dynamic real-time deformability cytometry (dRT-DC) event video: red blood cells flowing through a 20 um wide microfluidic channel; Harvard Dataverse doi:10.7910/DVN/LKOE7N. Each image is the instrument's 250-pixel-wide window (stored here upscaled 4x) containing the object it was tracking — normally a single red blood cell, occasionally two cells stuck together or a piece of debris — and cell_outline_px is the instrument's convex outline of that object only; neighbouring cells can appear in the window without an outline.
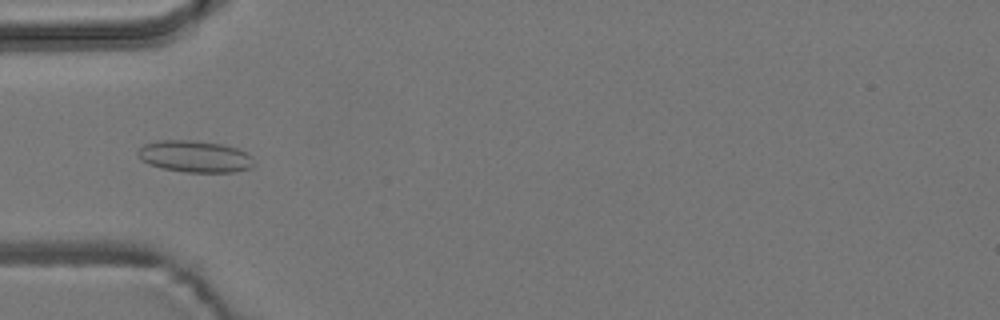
{"species": "common noctule bat (a hibernating species)", "species_latin": "Nyctalus noctula", "temperature_condition": "room temperature", "stored_images_in_passage": 6, "camera_frame_rate_fps": 3000, "um_per_image_px": 0.085, "animal": {"sex": "male", "body_mass_g": 19.2, "forearm_length_mm": 51.8}, "frame": {"image": 1, "passage_image": 4, "time_ms": 4.333, "image_size_px": [1000, 320], "cell_outline_px": [[252, 168], [232, 172], [184, 172], [164, 168], [148, 164], [140, 160], [136, 156], [136, 152], [144, 144], [160, 140], [192, 140], [224, 144], [236, 148], [252, 156]], "centroid_in_image_um": [16.52, 13.29], "position_along_channel_um": 68.5, "area_um2": 21.5}}
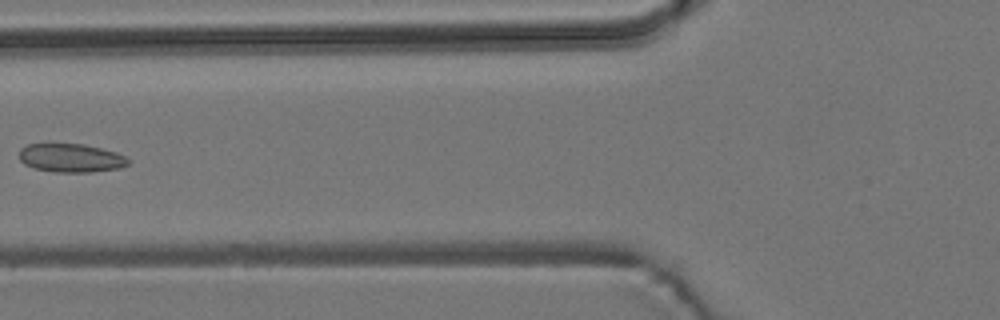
{"frame": {"image": 2, "passage_image": 5, "time_ms": 5.667, "image_size_px": [1000, 320], "cell_outline_px": [[132, 160], [128, 164], [120, 168], [92, 172], [52, 172], [36, 168], [24, 164], [20, 160], [20, 148], [28, 144], [48, 140], [84, 144], [116, 152]], "centroid_in_image_um": [5.99, 13.37], "position_along_channel_um": 119.8, "area_um2": 18.96}}
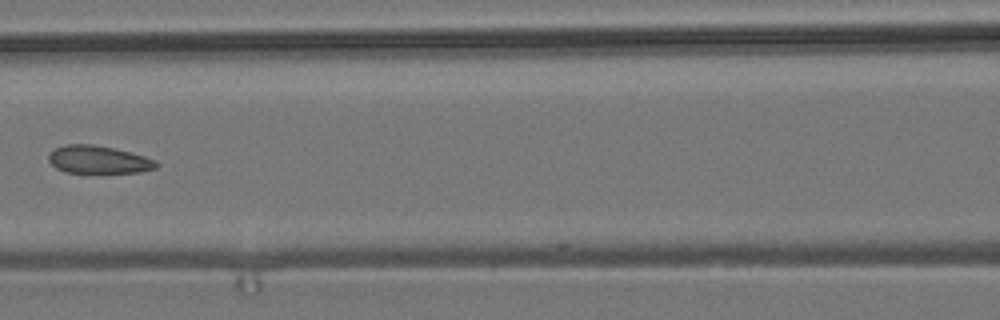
{"frame": {"image": 3, "passage_image": 6, "time_ms": 6.667, "image_size_px": [1000, 320], "cell_outline_px": [[160, 164], [156, 168], [140, 172], [64, 172], [56, 168], [48, 160], [48, 156], [56, 148], [64, 144], [92, 144], [116, 148], [144, 156]], "centroid_in_image_um": [8.36, 13.56], "position_along_channel_um": 158.2, "area_um2": 17.28}}